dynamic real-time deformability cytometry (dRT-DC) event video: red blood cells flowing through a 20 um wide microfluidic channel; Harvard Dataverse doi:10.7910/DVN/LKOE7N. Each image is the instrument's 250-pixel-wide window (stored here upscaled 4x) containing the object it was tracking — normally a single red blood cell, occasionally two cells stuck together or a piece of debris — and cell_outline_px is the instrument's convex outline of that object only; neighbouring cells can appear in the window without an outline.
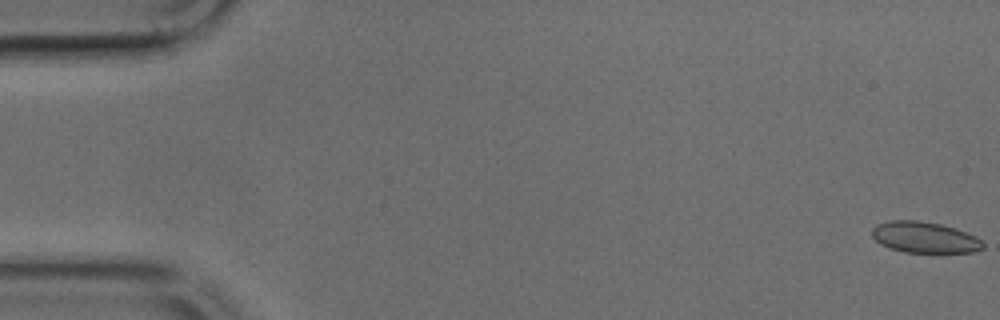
{"species": "common noctule bat (a hibernating species)", "species_latin": "Nyctalus noctula", "temperature_condition": "cold", "stored_images_in_passage": 49, "camera_frame_rate_fps": 3000, "um_per_image_px": 0.085, "animal": {"sex": "male", "body_mass_g": 17.9, "forearm_length_mm": 54.2}, "frame": {"image": 1, "passage_image": 1, "time_ms": 0.0, "image_size_px": [1000, 320], "cell_outline_px": [[984, 248], [972, 252], [904, 252], [888, 248], [880, 244], [872, 236], [872, 228], [876, 224], [888, 220], [920, 220], [940, 224], [956, 228], [976, 236], [984, 244]], "centroid_in_image_um": [78.56, 20.16], "position_along_channel_um": 6.4, "area_um2": 20.23}}
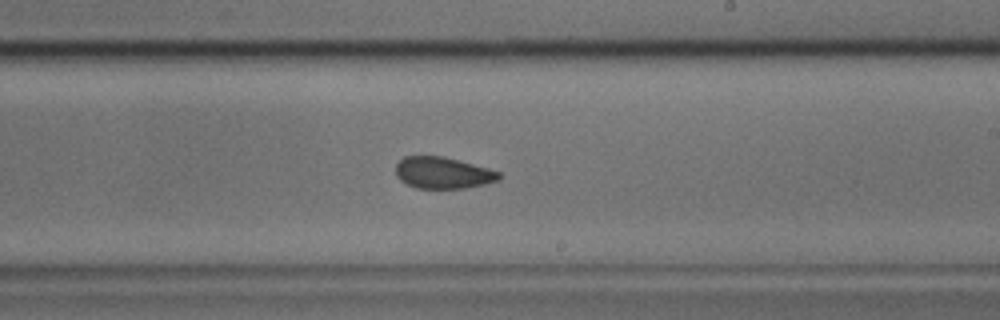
{"frame": {"image": 2, "passage_image": 29, "time_ms": 9.333, "image_size_px": [1000, 320], "cell_outline_px": [[500, 176], [496, 180], [484, 184], [464, 188], [416, 188], [400, 180], [396, 176], [396, 164], [404, 156], [444, 156], [488, 168], [500, 172]], "centroid_in_image_um": [37.61, 14.68], "position_along_channel_um": 251.4, "area_um2": 18.84}}
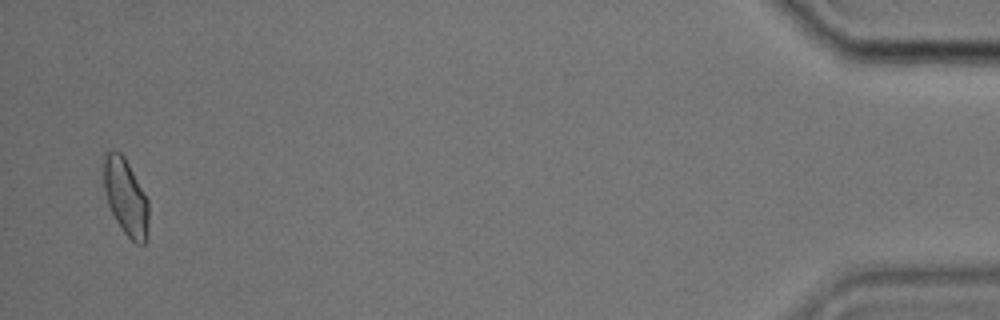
{"frame": {"image": 3, "passage_image": 48, "time_ms": 15.667, "image_size_px": [1000, 320], "cell_outline_px": [[148, 236], [144, 244], [136, 244], [120, 228], [108, 204], [104, 188], [104, 152], [120, 152], [124, 156], [144, 192], [148, 200]], "centroid_in_image_um": [10.7, 16.78], "position_along_channel_um": 424.5, "area_um2": 19.88}}